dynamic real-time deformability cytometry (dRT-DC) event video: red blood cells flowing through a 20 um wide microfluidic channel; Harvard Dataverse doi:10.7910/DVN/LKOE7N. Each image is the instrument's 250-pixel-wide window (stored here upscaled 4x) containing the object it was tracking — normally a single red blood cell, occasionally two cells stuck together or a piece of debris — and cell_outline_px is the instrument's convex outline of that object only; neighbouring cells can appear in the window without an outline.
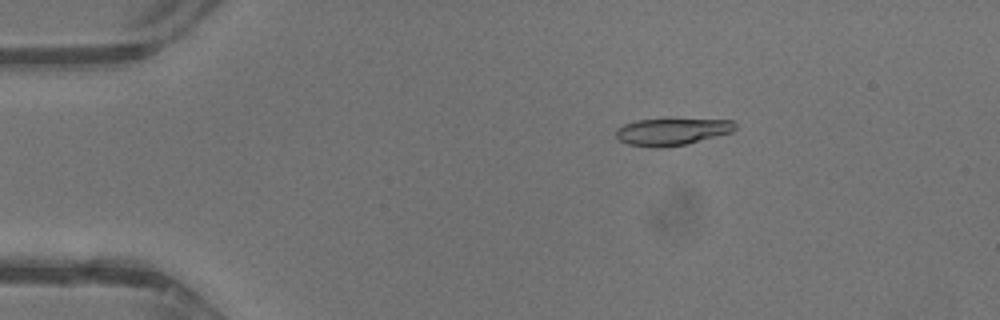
{"species": "common noctule bat (a hibernating species)", "species_latin": "Nyctalus noctula", "temperature_condition": "warm", "stored_images_in_passage": 43, "camera_frame_rate_fps": 3000, "um_per_image_px": 0.085, "animal": {"sex": "male", "body_mass_g": 13.3}, "frame": {"image": 1, "passage_image": 8, "time_ms": 2.333, "image_size_px": [1000, 320], "cell_outline_px": [[736, 128], [732, 132], [684, 144], [628, 144], [620, 140], [616, 136], [616, 128], [624, 124], [636, 120], [732, 120], [736, 124]], "centroid_in_image_um": [57.14, 11.14], "position_along_channel_um": 27.9, "area_um2": 17.46}}
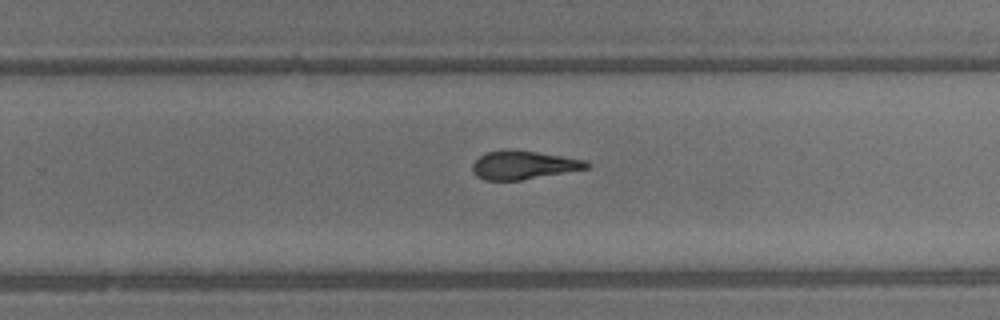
{"frame": {"image": 2, "passage_image": 28, "time_ms": 9.0, "image_size_px": [1000, 320], "cell_outline_px": [[592, 164], [588, 168], [520, 180], [484, 180], [476, 176], [472, 172], [472, 164], [484, 152], [504, 148], [512, 148], [564, 156], [588, 160]], "centroid_in_image_um": [44.48, 14.0], "position_along_channel_um": 285.3, "area_um2": 19.31}}
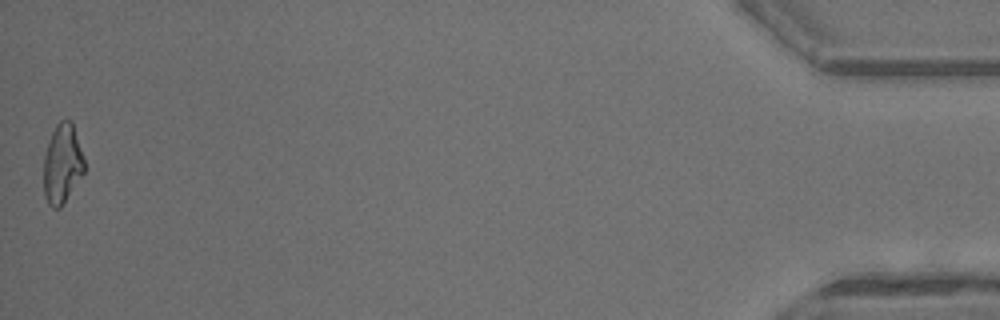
{"frame": {"image": 3, "passage_image": 43, "time_ms": 14.0, "image_size_px": [1000, 320], "cell_outline_px": [[84, 172], [60, 208], [52, 208], [48, 204], [44, 196], [44, 156], [52, 132], [56, 124], [60, 120], [72, 120], [84, 160]], "centroid_in_image_um": [5.28, 13.92], "position_along_channel_um": 429.9, "area_um2": 18.61}, "authors_computed_cell_mechanics": {"area_um2": 19.2474, "velocity_mm_per_s": 4.8763, "shape_relaxation_time_tau1_ms": 11.096, "shape_relaxation_time_tau2_ms": 3.4127, "deformation_change_tau1": 0.3556, "deformation_change_tau2": 0.1608}}